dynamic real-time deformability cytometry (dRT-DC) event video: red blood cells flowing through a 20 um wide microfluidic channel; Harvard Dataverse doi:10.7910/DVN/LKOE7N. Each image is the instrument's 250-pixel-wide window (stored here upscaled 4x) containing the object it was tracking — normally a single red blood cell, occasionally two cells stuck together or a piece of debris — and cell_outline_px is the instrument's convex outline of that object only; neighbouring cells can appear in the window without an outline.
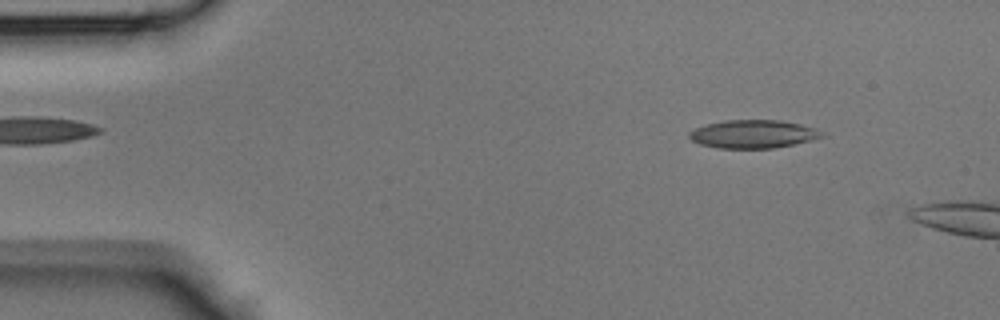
{"species": "Egyptian fruit bat (a non-hibernating species)", "species_latin": "Rousettus aegyptiacus", "temperature_condition": "room temperature", "stored_images_in_passage": 7, "camera_frame_rate_fps": 3000, "um_per_image_px": 0.085, "animal": {"sex": "male"}, "frame": {"image": 1, "passage_image": 4, "time_ms": 1.0, "image_size_px": [1000, 320], "cell_outline_px": [[828, 136], [812, 140], [772, 148], [720, 148], [700, 144], [692, 140], [688, 136], [688, 132], [696, 128], [708, 124], [724, 120], [780, 120], [800, 124], [816, 128], [828, 132]], "centroid_in_image_um": [64.09, 11.39], "position_along_channel_um": 20.9, "area_um2": 21.91}}